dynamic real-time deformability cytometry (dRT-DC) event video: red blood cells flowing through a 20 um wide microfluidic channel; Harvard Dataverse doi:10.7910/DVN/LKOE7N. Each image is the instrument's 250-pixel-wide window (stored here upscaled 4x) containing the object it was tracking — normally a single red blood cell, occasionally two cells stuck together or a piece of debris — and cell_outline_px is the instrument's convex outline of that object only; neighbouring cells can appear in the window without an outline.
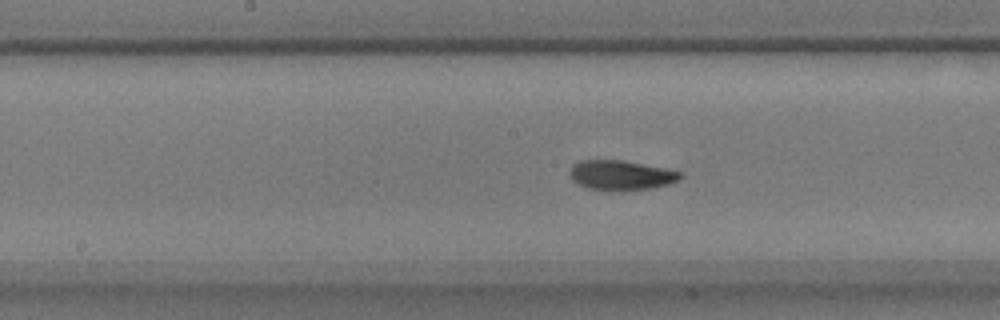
{"species": "common noctule bat (a hibernating species)", "species_latin": "Nyctalus noctula", "temperature_condition": "warm", "stored_images_in_passage": 53, "camera_frame_rate_fps": 3000, "um_per_image_px": 0.085, "animal": {"sex": "male", "body_mass_g": 17.9}, "frame": {"image": 1, "passage_image": 27, "time_ms": 8.667, "image_size_px": [1000, 320], "cell_outline_px": [[684, 176], [680, 180], [668, 184], [652, 188], [624, 192], [608, 192], [588, 188], [572, 180], [572, 164], [580, 160], [624, 160], [684, 172]], "centroid_in_image_um": [52.85, 14.92], "position_along_channel_um": 195.4, "area_um2": 19.59}}
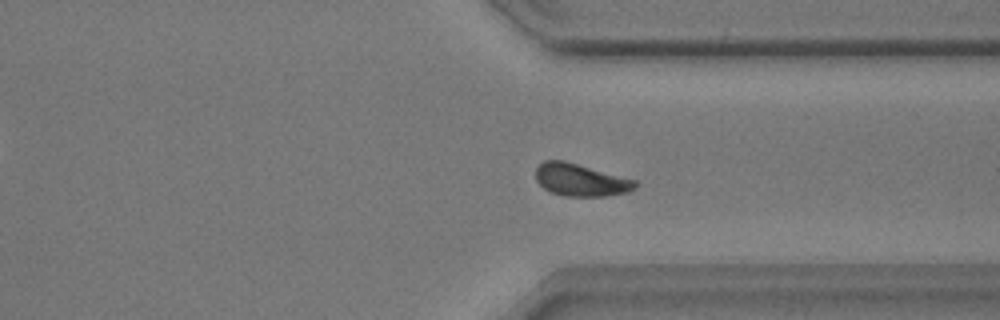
{"frame": {"image": 2, "passage_image": 40, "time_ms": 13.0, "image_size_px": [1000, 320], "cell_outline_px": [[636, 188], [628, 192], [604, 196], [568, 196], [552, 192], [544, 188], [536, 180], [536, 168], [544, 160], [564, 160], [636, 180]], "centroid_in_image_um": [49.35, 15.29], "position_along_channel_um": 362.0, "area_um2": 18.61}}
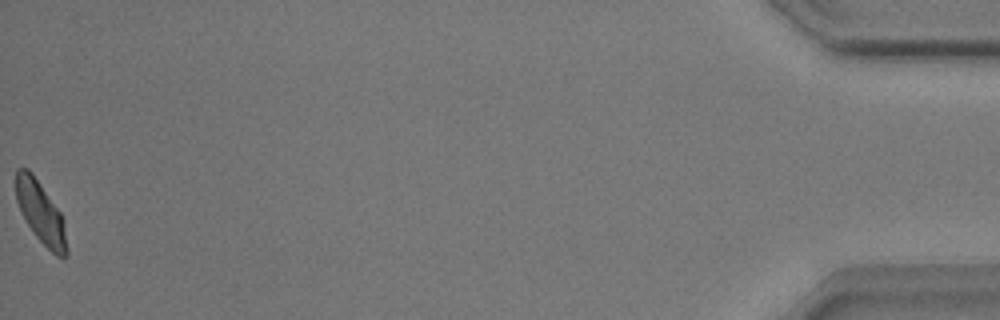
{"frame": {"image": 3, "passage_image": 53, "time_ms": 17.333, "image_size_px": [1000, 320], "cell_outline_px": [[68, 256], [56, 256], [36, 236], [28, 224], [16, 200], [16, 168], [28, 168], [32, 172], [60, 212], [64, 220], [68, 248]], "centroid_in_image_um": [3.48, 18.07], "position_along_channel_um": 431.7, "area_um2": 18.09}, "authors_computed_cell_mechanics": {"area_um2": 18.6694, "velocity_mm_per_s": 3.8476, "shape_relaxation_time_tau1_ms": 2.2844, "shape_relaxation_time_tau2_ms": 1.0605, "deformation_change_tau1": 0.124, "deformation_change_tau2": 0.0531}}